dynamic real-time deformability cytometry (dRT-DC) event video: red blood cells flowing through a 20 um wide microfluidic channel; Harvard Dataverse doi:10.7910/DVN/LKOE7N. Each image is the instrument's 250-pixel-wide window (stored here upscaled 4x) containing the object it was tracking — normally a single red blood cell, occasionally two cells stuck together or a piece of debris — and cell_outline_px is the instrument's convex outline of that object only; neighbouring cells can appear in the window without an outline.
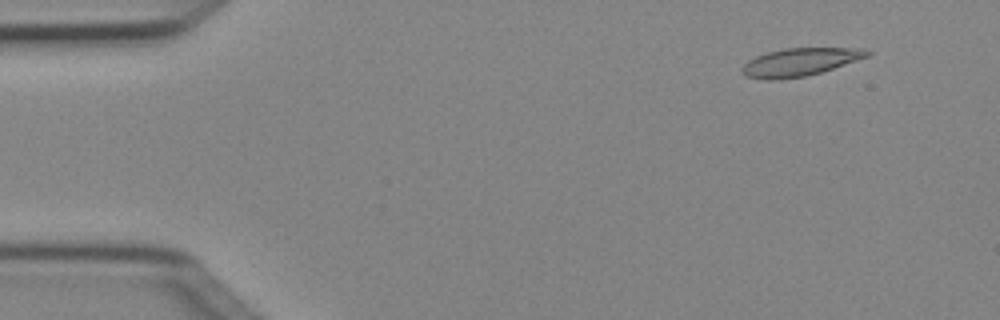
{"species": "Egyptian fruit bat (a non-hibernating species)", "species_latin": "Rousettus aegyptiacus", "temperature_condition": "cold", "stored_images_in_passage": 4, "camera_frame_rate_fps": 3000, "um_per_image_px": 0.085, "animal": {"sex": "female"}, "frame": {"image": 1, "passage_image": 1, "time_ms": 0.0, "image_size_px": [1000, 320], "cell_outline_px": [[872, 52], [868, 56], [808, 76], [780, 80], [764, 80], [748, 76], [740, 68], [748, 60], [756, 56], [768, 52], [784, 48], [864, 48]], "centroid_in_image_um": [67.97, 5.28], "position_along_channel_um": 17.0, "area_um2": 20.23}}
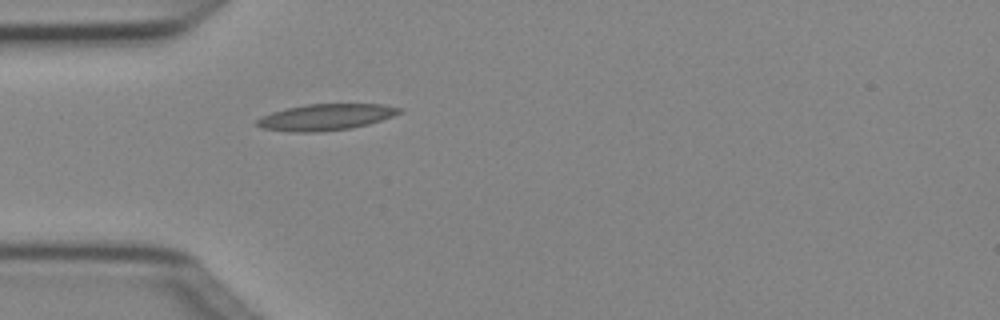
{"frame": {"image": 2, "passage_image": 4, "time_ms": 1.0, "image_size_px": [1000, 320], "cell_outline_px": [[404, 108], [400, 112], [392, 116], [368, 124], [352, 128], [316, 132], [296, 132], [264, 128], [256, 124], [256, 120], [272, 112], [304, 104], [384, 104]], "centroid_in_image_um": [27.73, 9.94], "position_along_channel_um": 57.3, "area_um2": 21.56}}